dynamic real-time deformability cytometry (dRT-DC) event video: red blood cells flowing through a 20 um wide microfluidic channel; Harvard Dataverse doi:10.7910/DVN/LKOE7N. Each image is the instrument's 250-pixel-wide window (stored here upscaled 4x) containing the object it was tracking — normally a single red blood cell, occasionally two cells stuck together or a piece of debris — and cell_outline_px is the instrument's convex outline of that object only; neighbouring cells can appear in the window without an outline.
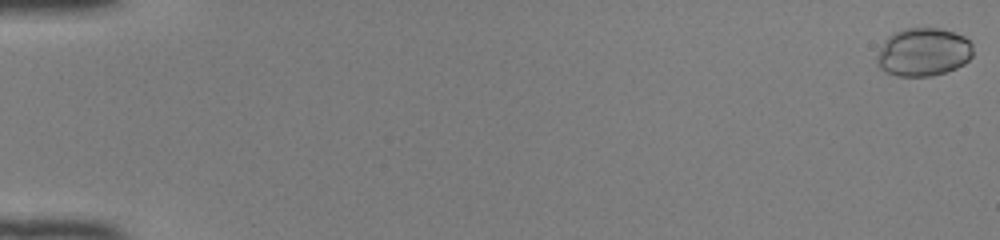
{"species": "common noctule bat (a hibernating species)", "species_latin": "Nyctalus noctula", "temperature_condition": "room temperature", "stored_images_in_passage": 50, "camera_frame_rate_fps": 3000, "um_per_image_px": 0.085, "animal": {"sex": "female", "body_mass_g": 22.0, "forearm_length_mm": 56.7}, "frame": {"image": 1, "passage_image": 1, "time_ms": 0.0, "image_size_px": [1000, 240], "cell_outline_px": [[972, 56], [964, 64], [956, 68], [932, 76], [896, 76], [884, 72], [876, 64], [876, 56], [884, 40], [892, 32], [904, 28], [940, 28], [964, 36], [972, 44]], "centroid_in_image_um": [78.44, 4.43], "position_along_channel_um": 6.6, "area_um2": 27.28}}
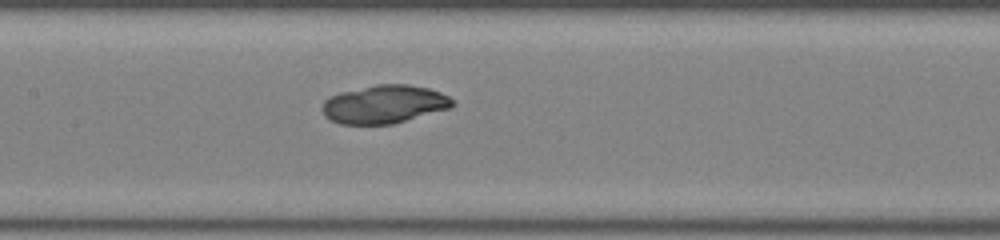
{"frame": {"image": 2, "passage_image": 26, "time_ms": 8.333, "image_size_px": [1000, 240], "cell_outline_px": [[456, 104], [452, 108], [392, 124], [340, 124], [328, 120], [324, 116], [320, 108], [324, 100], [328, 96], [340, 92], [376, 84], [408, 84], [428, 88], [440, 92], [448, 96]], "centroid_in_image_um": [32.63, 8.86], "position_along_channel_um": 174.8, "area_um2": 29.42}}
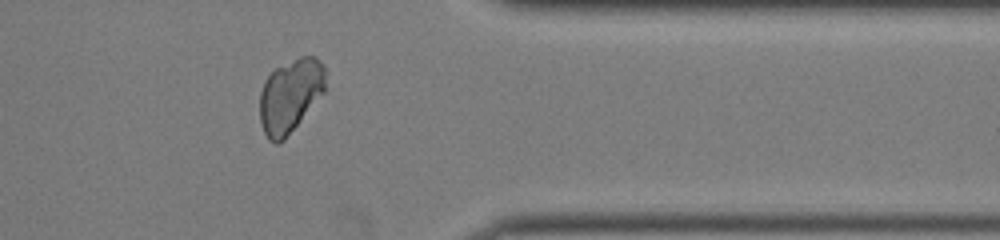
{"frame": {"image": 3, "passage_image": 42, "time_ms": 13.667, "image_size_px": [1000, 240], "cell_outline_px": [[324, 92], [284, 140], [276, 144], [268, 140], [264, 132], [260, 120], [260, 92], [264, 80], [276, 68], [300, 56], [316, 56], [324, 64]], "centroid_in_image_um": [24.65, 8.13], "position_along_channel_um": 386.7, "area_um2": 27.92}}